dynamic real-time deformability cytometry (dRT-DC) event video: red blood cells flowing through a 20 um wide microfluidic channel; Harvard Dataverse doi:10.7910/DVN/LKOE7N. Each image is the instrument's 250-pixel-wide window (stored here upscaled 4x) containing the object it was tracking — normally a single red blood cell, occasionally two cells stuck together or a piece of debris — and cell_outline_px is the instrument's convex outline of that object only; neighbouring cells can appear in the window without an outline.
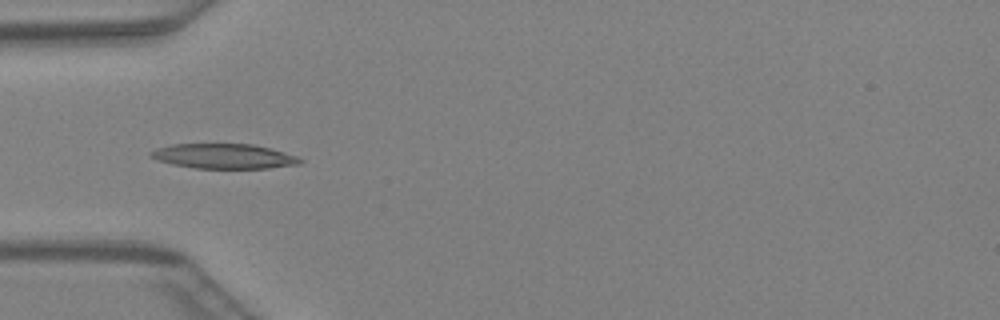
{"species": "Egyptian fruit bat (a non-hibernating species)", "species_latin": "Rousettus aegyptiacus", "temperature_condition": "warm", "stored_images_in_passage": 45, "camera_frame_rate_fps": 3000, "um_per_image_px": 0.085, "animal": {"sex": "female"}, "frame": {"image": 1, "passage_image": 14, "time_ms": 4.333, "image_size_px": [1000, 320], "cell_outline_px": [[304, 160], [300, 164], [268, 168], [196, 168], [172, 164], [156, 160], [148, 156], [148, 152], [156, 148], [172, 144], [252, 144], [284, 152], [296, 156]], "centroid_in_image_um": [18.98, 13.28], "position_along_channel_um": 66.0, "area_um2": 21.62}}
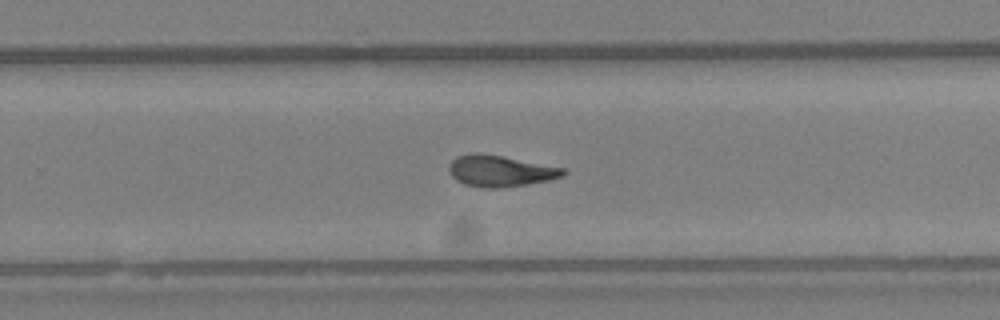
{"frame": {"image": 2, "passage_image": 29, "time_ms": 9.333, "image_size_px": [1000, 320], "cell_outline_px": [[568, 172], [564, 176], [548, 180], [500, 188], [480, 188], [464, 184], [456, 180], [452, 176], [448, 168], [448, 164], [456, 156], [472, 152], [476, 152], [500, 156], [564, 168]], "centroid_in_image_um": [42.47, 14.53], "position_along_channel_um": 287.3, "area_um2": 20.75}}
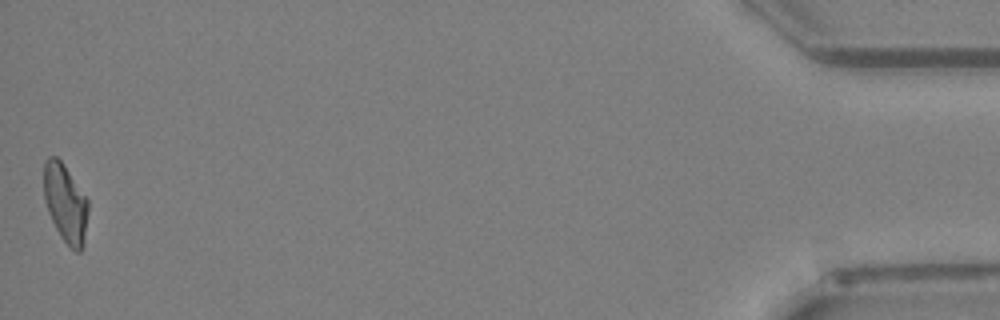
{"frame": {"image": 3, "passage_image": 45, "time_ms": 14.667, "image_size_px": [1000, 320], "cell_outline_px": [[88, 212], [84, 244], [80, 252], [76, 252], [60, 236], [48, 212], [44, 200], [44, 160], [48, 156], [56, 156], [60, 160], [88, 200]], "centroid_in_image_um": [5.55, 17.28], "position_along_channel_um": 429.6, "area_um2": 20.06}}